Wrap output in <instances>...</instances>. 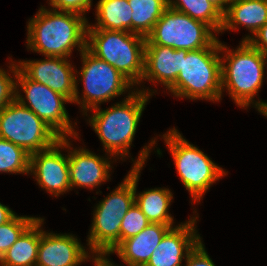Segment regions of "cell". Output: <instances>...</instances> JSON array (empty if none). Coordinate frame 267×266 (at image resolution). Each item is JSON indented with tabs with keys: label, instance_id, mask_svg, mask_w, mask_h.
<instances>
[{
	"label": "cell",
	"instance_id": "7402d4cb",
	"mask_svg": "<svg viewBox=\"0 0 267 266\" xmlns=\"http://www.w3.org/2000/svg\"><path fill=\"white\" fill-rule=\"evenodd\" d=\"M96 24L87 29H105L132 33V8L128 0H99L96 5Z\"/></svg>",
	"mask_w": 267,
	"mask_h": 266
},
{
	"label": "cell",
	"instance_id": "9c48e42d",
	"mask_svg": "<svg viewBox=\"0 0 267 266\" xmlns=\"http://www.w3.org/2000/svg\"><path fill=\"white\" fill-rule=\"evenodd\" d=\"M0 138L29 154L52 147L60 137L16 98L0 112Z\"/></svg>",
	"mask_w": 267,
	"mask_h": 266
},
{
	"label": "cell",
	"instance_id": "ba28073f",
	"mask_svg": "<svg viewBox=\"0 0 267 266\" xmlns=\"http://www.w3.org/2000/svg\"><path fill=\"white\" fill-rule=\"evenodd\" d=\"M81 58L82 67L78 74L84 86L83 96L80 99L78 80L75 79V96L72 103L80 104L86 116L90 109L92 111L102 102H108L132 89L133 84L114 66L97 58L87 48L81 52Z\"/></svg>",
	"mask_w": 267,
	"mask_h": 266
},
{
	"label": "cell",
	"instance_id": "d6a6232c",
	"mask_svg": "<svg viewBox=\"0 0 267 266\" xmlns=\"http://www.w3.org/2000/svg\"><path fill=\"white\" fill-rule=\"evenodd\" d=\"M94 255L95 257L92 254V260H94L95 266H116L106 257L107 255L110 256L109 253L95 252Z\"/></svg>",
	"mask_w": 267,
	"mask_h": 266
},
{
	"label": "cell",
	"instance_id": "603a6c76",
	"mask_svg": "<svg viewBox=\"0 0 267 266\" xmlns=\"http://www.w3.org/2000/svg\"><path fill=\"white\" fill-rule=\"evenodd\" d=\"M135 167L129 171L124 181L96 205L93 214L125 216L135 203Z\"/></svg>",
	"mask_w": 267,
	"mask_h": 266
},
{
	"label": "cell",
	"instance_id": "5bb4252c",
	"mask_svg": "<svg viewBox=\"0 0 267 266\" xmlns=\"http://www.w3.org/2000/svg\"><path fill=\"white\" fill-rule=\"evenodd\" d=\"M198 217L194 216L186 223L172 227L163 237L145 266H182L183 258L201 240L195 223Z\"/></svg>",
	"mask_w": 267,
	"mask_h": 266
},
{
	"label": "cell",
	"instance_id": "4316f807",
	"mask_svg": "<svg viewBox=\"0 0 267 266\" xmlns=\"http://www.w3.org/2000/svg\"><path fill=\"white\" fill-rule=\"evenodd\" d=\"M37 218L15 214L8 222L0 226V259Z\"/></svg>",
	"mask_w": 267,
	"mask_h": 266
},
{
	"label": "cell",
	"instance_id": "484cf974",
	"mask_svg": "<svg viewBox=\"0 0 267 266\" xmlns=\"http://www.w3.org/2000/svg\"><path fill=\"white\" fill-rule=\"evenodd\" d=\"M30 154L22 147L0 138V172L30 174Z\"/></svg>",
	"mask_w": 267,
	"mask_h": 266
},
{
	"label": "cell",
	"instance_id": "ffe728a7",
	"mask_svg": "<svg viewBox=\"0 0 267 266\" xmlns=\"http://www.w3.org/2000/svg\"><path fill=\"white\" fill-rule=\"evenodd\" d=\"M92 226L88 235L89 250L111 252L120 244V227L124 216L111 214H93Z\"/></svg>",
	"mask_w": 267,
	"mask_h": 266
},
{
	"label": "cell",
	"instance_id": "8fae6325",
	"mask_svg": "<svg viewBox=\"0 0 267 266\" xmlns=\"http://www.w3.org/2000/svg\"><path fill=\"white\" fill-rule=\"evenodd\" d=\"M63 138L52 147L30 154V171L41 188L54 196L71 190L68 155L61 154Z\"/></svg>",
	"mask_w": 267,
	"mask_h": 266
},
{
	"label": "cell",
	"instance_id": "4dcf8cb0",
	"mask_svg": "<svg viewBox=\"0 0 267 266\" xmlns=\"http://www.w3.org/2000/svg\"><path fill=\"white\" fill-rule=\"evenodd\" d=\"M185 261L186 266H215L201 240L189 252Z\"/></svg>",
	"mask_w": 267,
	"mask_h": 266
},
{
	"label": "cell",
	"instance_id": "6da1fadb",
	"mask_svg": "<svg viewBox=\"0 0 267 266\" xmlns=\"http://www.w3.org/2000/svg\"><path fill=\"white\" fill-rule=\"evenodd\" d=\"M88 21L85 16L70 12L46 9L30 19L27 25V49L49 57H70L78 47L86 48Z\"/></svg>",
	"mask_w": 267,
	"mask_h": 266
},
{
	"label": "cell",
	"instance_id": "7a4b0ae2",
	"mask_svg": "<svg viewBox=\"0 0 267 266\" xmlns=\"http://www.w3.org/2000/svg\"><path fill=\"white\" fill-rule=\"evenodd\" d=\"M150 91L138 89L129 92L126 99L108 109L103 110L100 106L92 109L94 114L88 119L89 123L109 156L120 155L124 158L129 154L144 107L155 93Z\"/></svg>",
	"mask_w": 267,
	"mask_h": 266
},
{
	"label": "cell",
	"instance_id": "f1b7e54d",
	"mask_svg": "<svg viewBox=\"0 0 267 266\" xmlns=\"http://www.w3.org/2000/svg\"><path fill=\"white\" fill-rule=\"evenodd\" d=\"M0 68V112L16 98V80Z\"/></svg>",
	"mask_w": 267,
	"mask_h": 266
},
{
	"label": "cell",
	"instance_id": "52a82bcc",
	"mask_svg": "<svg viewBox=\"0 0 267 266\" xmlns=\"http://www.w3.org/2000/svg\"><path fill=\"white\" fill-rule=\"evenodd\" d=\"M14 79H16V99L33 111L51 128L60 138H78L73 129L71 120L64 103L71 101L64 95L53 91L48 86L29 79L20 69L19 65L10 63L9 66ZM25 93V98L20 95L18 87ZM27 103V104H26Z\"/></svg>",
	"mask_w": 267,
	"mask_h": 266
},
{
	"label": "cell",
	"instance_id": "5b68a950",
	"mask_svg": "<svg viewBox=\"0 0 267 266\" xmlns=\"http://www.w3.org/2000/svg\"><path fill=\"white\" fill-rule=\"evenodd\" d=\"M145 43V37L131 32L87 29L86 48L114 66L133 85L142 82Z\"/></svg>",
	"mask_w": 267,
	"mask_h": 266
},
{
	"label": "cell",
	"instance_id": "30bf717a",
	"mask_svg": "<svg viewBox=\"0 0 267 266\" xmlns=\"http://www.w3.org/2000/svg\"><path fill=\"white\" fill-rule=\"evenodd\" d=\"M213 32L204 22L168 7L146 37L145 45L193 51L208 47L216 39Z\"/></svg>",
	"mask_w": 267,
	"mask_h": 266
},
{
	"label": "cell",
	"instance_id": "7c38bea8",
	"mask_svg": "<svg viewBox=\"0 0 267 266\" xmlns=\"http://www.w3.org/2000/svg\"><path fill=\"white\" fill-rule=\"evenodd\" d=\"M67 58L49 57L44 60L19 61V69L31 80L48 86L67 97L71 103L75 96L76 75Z\"/></svg>",
	"mask_w": 267,
	"mask_h": 266
},
{
	"label": "cell",
	"instance_id": "3957f363",
	"mask_svg": "<svg viewBox=\"0 0 267 266\" xmlns=\"http://www.w3.org/2000/svg\"><path fill=\"white\" fill-rule=\"evenodd\" d=\"M220 51L226 52L221 59V89H227L230 97L241 108L254 104L260 111L267 102L255 101V95L261 89L264 78V67L267 58L248 41H241L236 50H229L220 42ZM227 62V64H226ZM256 103H255V102Z\"/></svg>",
	"mask_w": 267,
	"mask_h": 266
},
{
	"label": "cell",
	"instance_id": "f546056e",
	"mask_svg": "<svg viewBox=\"0 0 267 266\" xmlns=\"http://www.w3.org/2000/svg\"><path fill=\"white\" fill-rule=\"evenodd\" d=\"M52 9L84 15L91 9L92 0H49Z\"/></svg>",
	"mask_w": 267,
	"mask_h": 266
},
{
	"label": "cell",
	"instance_id": "cb8c5ba5",
	"mask_svg": "<svg viewBox=\"0 0 267 266\" xmlns=\"http://www.w3.org/2000/svg\"><path fill=\"white\" fill-rule=\"evenodd\" d=\"M132 8V33L147 37L168 8V0H128Z\"/></svg>",
	"mask_w": 267,
	"mask_h": 266
},
{
	"label": "cell",
	"instance_id": "d590c367",
	"mask_svg": "<svg viewBox=\"0 0 267 266\" xmlns=\"http://www.w3.org/2000/svg\"><path fill=\"white\" fill-rule=\"evenodd\" d=\"M259 112L267 117V103L265 104V106Z\"/></svg>",
	"mask_w": 267,
	"mask_h": 266
},
{
	"label": "cell",
	"instance_id": "83f0119b",
	"mask_svg": "<svg viewBox=\"0 0 267 266\" xmlns=\"http://www.w3.org/2000/svg\"><path fill=\"white\" fill-rule=\"evenodd\" d=\"M150 221L134 203L122 219L120 227V243L130 237L136 236L148 225Z\"/></svg>",
	"mask_w": 267,
	"mask_h": 266
},
{
	"label": "cell",
	"instance_id": "4fadbf2b",
	"mask_svg": "<svg viewBox=\"0 0 267 266\" xmlns=\"http://www.w3.org/2000/svg\"><path fill=\"white\" fill-rule=\"evenodd\" d=\"M43 221L40 218V243L35 266H77L90 258L88 251L74 235L41 230Z\"/></svg>",
	"mask_w": 267,
	"mask_h": 266
},
{
	"label": "cell",
	"instance_id": "277c9868",
	"mask_svg": "<svg viewBox=\"0 0 267 266\" xmlns=\"http://www.w3.org/2000/svg\"><path fill=\"white\" fill-rule=\"evenodd\" d=\"M220 41L182 55V70L168 89L175 97L218 102L222 97Z\"/></svg>",
	"mask_w": 267,
	"mask_h": 266
},
{
	"label": "cell",
	"instance_id": "2e32d148",
	"mask_svg": "<svg viewBox=\"0 0 267 266\" xmlns=\"http://www.w3.org/2000/svg\"><path fill=\"white\" fill-rule=\"evenodd\" d=\"M157 144L155 139L151 140L148 146H145L139 154L133 167H135V204L140 208L142 213L147 217L150 223H161L164 225H173V217L168 213L172 192L167 188H154L136 194L137 182L139 181V173L145 165V161L149 156L151 147Z\"/></svg>",
	"mask_w": 267,
	"mask_h": 266
},
{
	"label": "cell",
	"instance_id": "d6986e66",
	"mask_svg": "<svg viewBox=\"0 0 267 266\" xmlns=\"http://www.w3.org/2000/svg\"><path fill=\"white\" fill-rule=\"evenodd\" d=\"M267 23V0H231L223 15L221 33L242 25L255 33Z\"/></svg>",
	"mask_w": 267,
	"mask_h": 266
},
{
	"label": "cell",
	"instance_id": "836d02e7",
	"mask_svg": "<svg viewBox=\"0 0 267 266\" xmlns=\"http://www.w3.org/2000/svg\"><path fill=\"white\" fill-rule=\"evenodd\" d=\"M14 215V211L0 203V226L8 222Z\"/></svg>",
	"mask_w": 267,
	"mask_h": 266
},
{
	"label": "cell",
	"instance_id": "ac0fdd59",
	"mask_svg": "<svg viewBox=\"0 0 267 266\" xmlns=\"http://www.w3.org/2000/svg\"><path fill=\"white\" fill-rule=\"evenodd\" d=\"M172 225L151 223L136 236L122 241L112 252L128 266H145Z\"/></svg>",
	"mask_w": 267,
	"mask_h": 266
},
{
	"label": "cell",
	"instance_id": "e0dca14e",
	"mask_svg": "<svg viewBox=\"0 0 267 266\" xmlns=\"http://www.w3.org/2000/svg\"><path fill=\"white\" fill-rule=\"evenodd\" d=\"M187 52L168 46L145 45L142 81L160 82L169 89L182 70V55Z\"/></svg>",
	"mask_w": 267,
	"mask_h": 266
},
{
	"label": "cell",
	"instance_id": "1f68e13d",
	"mask_svg": "<svg viewBox=\"0 0 267 266\" xmlns=\"http://www.w3.org/2000/svg\"><path fill=\"white\" fill-rule=\"evenodd\" d=\"M242 41H248L254 48L258 49L267 57V23L254 36L248 35Z\"/></svg>",
	"mask_w": 267,
	"mask_h": 266
},
{
	"label": "cell",
	"instance_id": "e575fe53",
	"mask_svg": "<svg viewBox=\"0 0 267 266\" xmlns=\"http://www.w3.org/2000/svg\"><path fill=\"white\" fill-rule=\"evenodd\" d=\"M215 6L223 15L226 13L231 0H208Z\"/></svg>",
	"mask_w": 267,
	"mask_h": 266
},
{
	"label": "cell",
	"instance_id": "8992f818",
	"mask_svg": "<svg viewBox=\"0 0 267 266\" xmlns=\"http://www.w3.org/2000/svg\"><path fill=\"white\" fill-rule=\"evenodd\" d=\"M163 138L171 152L182 184L189 191L192 200L200 202L210 186L227 172L185 140L176 128L163 134Z\"/></svg>",
	"mask_w": 267,
	"mask_h": 266
},
{
	"label": "cell",
	"instance_id": "d4e9b609",
	"mask_svg": "<svg viewBox=\"0 0 267 266\" xmlns=\"http://www.w3.org/2000/svg\"><path fill=\"white\" fill-rule=\"evenodd\" d=\"M168 7L187 14L195 20L204 22L214 33L221 32L223 14L208 0H168Z\"/></svg>",
	"mask_w": 267,
	"mask_h": 266
},
{
	"label": "cell",
	"instance_id": "44dd1931",
	"mask_svg": "<svg viewBox=\"0 0 267 266\" xmlns=\"http://www.w3.org/2000/svg\"><path fill=\"white\" fill-rule=\"evenodd\" d=\"M40 243V217L37 218L0 259V266H35Z\"/></svg>",
	"mask_w": 267,
	"mask_h": 266
},
{
	"label": "cell",
	"instance_id": "9a60e30c",
	"mask_svg": "<svg viewBox=\"0 0 267 266\" xmlns=\"http://www.w3.org/2000/svg\"><path fill=\"white\" fill-rule=\"evenodd\" d=\"M69 140L63 138V149L71 150L68 153L71 189L78 186L93 190L110 178L111 161L108 158L97 156L85 148L73 150Z\"/></svg>",
	"mask_w": 267,
	"mask_h": 266
}]
</instances>
